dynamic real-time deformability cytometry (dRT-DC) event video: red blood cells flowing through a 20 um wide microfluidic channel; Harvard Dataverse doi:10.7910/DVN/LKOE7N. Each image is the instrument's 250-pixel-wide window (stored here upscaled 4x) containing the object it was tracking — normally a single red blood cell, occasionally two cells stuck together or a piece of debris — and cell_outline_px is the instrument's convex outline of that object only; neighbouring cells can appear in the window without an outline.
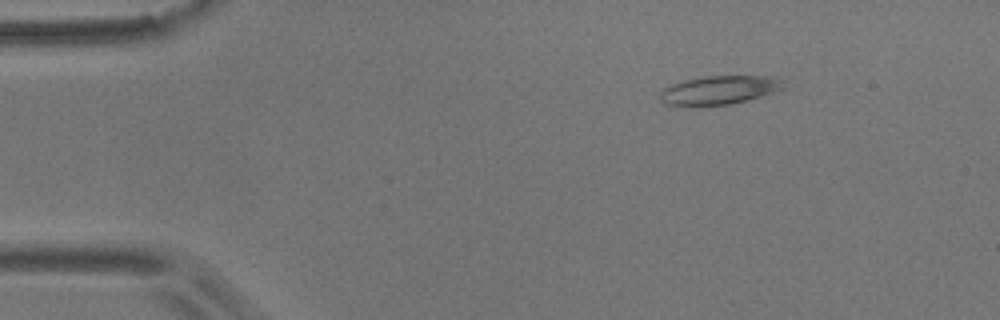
{"species": "common noctule bat (a hibernating species)", "species_latin": "Nyctalus noctula", "temperature_condition": "room temperature", "stored_images_in_passage": 3, "camera_frame_rate_fps": 3000, "um_per_image_px": 0.085, "animal": {"sex": "male", "body_mass_g": 17.9}, "frame": {"image": 1, "passage_image": 1, "time_ms": 0.0, "image_size_px": [1000, 320], "cell_outline_px": [[784, 88], [760, 96], [732, 104], [692, 108], [684, 108], [664, 104], [660, 100], [660, 92], [664, 88], [672, 84], [684, 80], [704, 76], [772, 76], [780, 80]], "centroid_in_image_um": [61.01, 7.7], "position_along_channel_um": 24.0, "area_um2": 21.1}}